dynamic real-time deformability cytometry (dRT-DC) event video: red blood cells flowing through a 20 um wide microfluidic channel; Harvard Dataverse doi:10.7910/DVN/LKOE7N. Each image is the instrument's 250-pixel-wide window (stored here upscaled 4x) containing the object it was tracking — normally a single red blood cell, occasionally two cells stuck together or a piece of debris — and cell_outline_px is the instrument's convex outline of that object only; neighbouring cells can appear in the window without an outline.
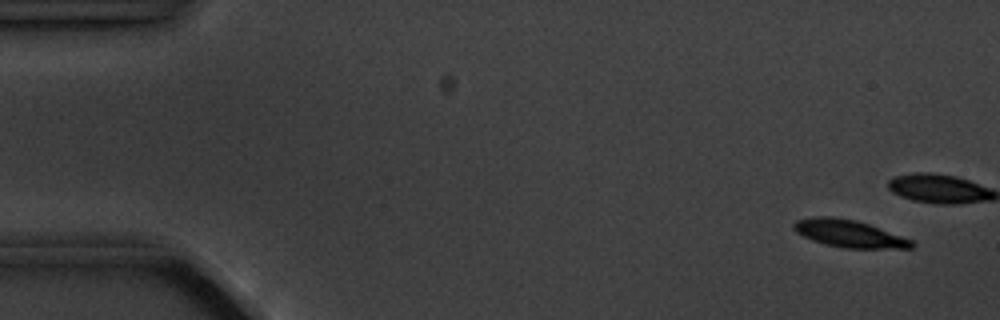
{"species": "common noctule bat (a hibernating species)", "species_latin": "Nyctalus noctula", "temperature_condition": "cold", "stored_images_in_passage": 6, "camera_frame_rate_fps": 3000, "um_per_image_px": 0.085, "animal": {"sex": "male", "body_mass_g": 20.1, "forearm_length_mm": 53.5}, "frame": {"image": 1, "passage_image": 2, "time_ms": 1.0, "image_size_px": [1000, 320], "cell_outline_px": [[916, 244], [912, 248], [844, 248], [824, 244], [812, 240], [796, 232], [792, 228], [792, 224], [796, 220], [816, 216], [832, 216], [856, 220], [868, 224], [912, 240]], "centroid_in_image_um": [72.14, 19.85], "position_along_channel_um": 12.9, "area_um2": 18.73}}